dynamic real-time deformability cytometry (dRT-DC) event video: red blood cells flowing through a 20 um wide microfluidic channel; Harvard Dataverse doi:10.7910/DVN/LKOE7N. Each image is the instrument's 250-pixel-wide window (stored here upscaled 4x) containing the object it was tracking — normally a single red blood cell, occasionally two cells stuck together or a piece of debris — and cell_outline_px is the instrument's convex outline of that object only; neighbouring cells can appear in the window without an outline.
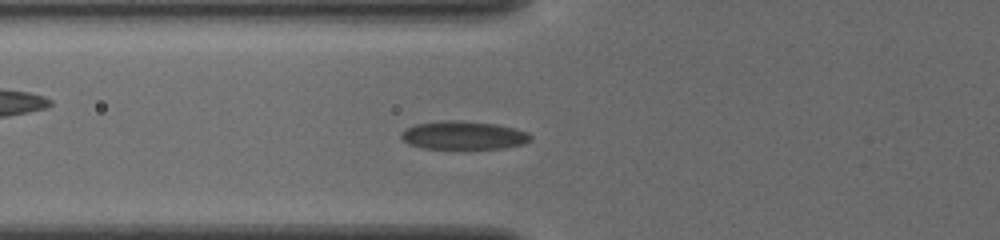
{"species": "common noctule bat (a hibernating species)", "species_latin": "Nyctalus noctula", "temperature_condition": "cold", "stored_images_in_passage": 48, "camera_frame_rate_fps": 3000, "um_per_image_px": 0.085, "animal": {"sex": "female", "body_mass_g": 19.5, "forearm_length_mm": 54.1}, "frame": {"image": 1, "passage_image": 14, "time_ms": 4.333, "image_size_px": [1000, 240], "cell_outline_px": [[532, 140], [524, 144], [504, 148], [420, 148], [408, 144], [400, 136], [408, 128], [416, 124], [448, 120], [460, 120], [496, 124], [528, 132], [532, 136]], "centroid_in_image_um": [39.44, 11.5], "position_along_channel_um": 86.4, "area_um2": 21.15}}
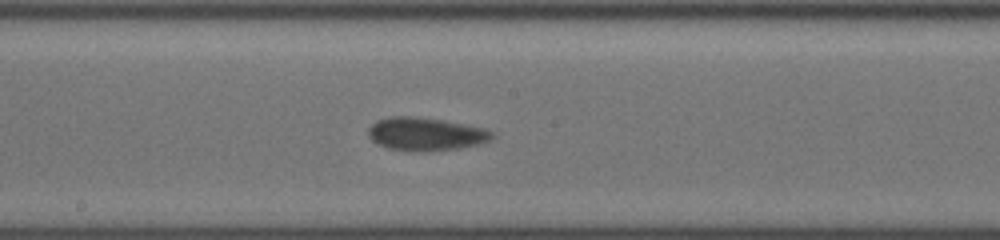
{"frame": {"image": 2, "passage_image": 24, "time_ms": 7.667, "image_size_px": [1000, 240], "cell_outline_px": [[496, 136], [480, 144], [460, 148], [428, 152], [408, 152], [388, 148], [372, 140], [368, 136], [368, 128], [372, 124], [380, 120], [392, 116], [416, 116], [440, 120], [480, 128], [492, 132]], "centroid_in_image_um": [36.15, 11.42], "position_along_channel_um": 212.1, "area_um2": 23.76}}
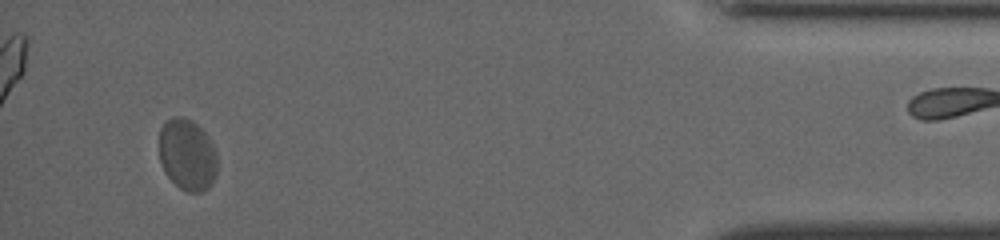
{"frame": {"image": 3, "passage_image": 45, "time_ms": 14.667, "image_size_px": [1000, 240], "cell_outline_px": [[216, 176], [212, 184], [204, 192], [188, 192], [180, 188], [168, 176], [160, 160], [160, 128], [172, 116], [184, 116], [192, 120], [208, 136], [216, 152]], "centroid_in_image_um": [15.94, 13.15], "position_along_channel_um": 419.3, "area_um2": 24.16}, "authors_computed_cell_mechanics": {"area_um2": 22.3686, "velocity_mm_per_s": 3.7611, "shape_relaxation_time_tau1_ms": 3.5951, "shape_relaxation_time_tau2_ms": null, "deformation_change_tau1": 0.0743, "deformation_change_tau2": null}}